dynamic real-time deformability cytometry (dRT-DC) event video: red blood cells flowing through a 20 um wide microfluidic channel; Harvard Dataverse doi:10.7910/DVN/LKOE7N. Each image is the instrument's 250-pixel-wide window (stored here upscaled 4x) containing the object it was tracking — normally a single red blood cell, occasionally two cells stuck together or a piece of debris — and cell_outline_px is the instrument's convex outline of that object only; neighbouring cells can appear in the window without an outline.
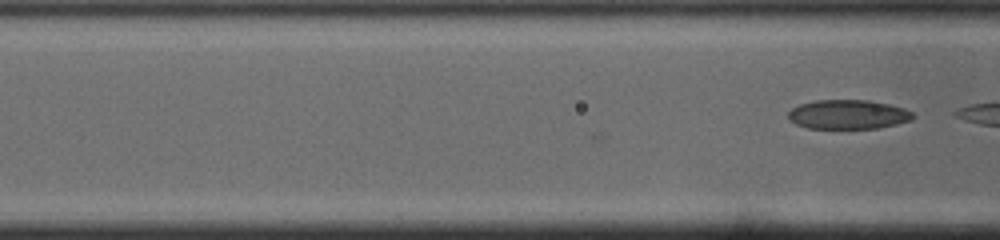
{"species": "common noctule bat (a hibernating species)", "species_latin": "Nyctalus noctula", "temperature_condition": "cold", "stored_images_in_passage": 3, "camera_frame_rate_fps": 3000, "um_per_image_px": 0.085, "animal": {"sex": "male", "body_mass_g": 19.0, "forearm_length_mm": 50.8}, "frame": {"image": 1, "passage_image": 3, "time_ms": 0.667, "image_size_px": [1000, 240], "cell_outline_px": [[916, 116], [912, 120], [896, 124], [876, 128], [808, 128], [796, 124], [788, 116], [788, 112], [792, 108], [800, 104], [816, 100], [868, 100], [888, 104], [904, 108], [912, 112]], "centroid_in_image_um": [72.11, 9.72], "position_along_channel_um": 94.5, "area_um2": 21.15}}